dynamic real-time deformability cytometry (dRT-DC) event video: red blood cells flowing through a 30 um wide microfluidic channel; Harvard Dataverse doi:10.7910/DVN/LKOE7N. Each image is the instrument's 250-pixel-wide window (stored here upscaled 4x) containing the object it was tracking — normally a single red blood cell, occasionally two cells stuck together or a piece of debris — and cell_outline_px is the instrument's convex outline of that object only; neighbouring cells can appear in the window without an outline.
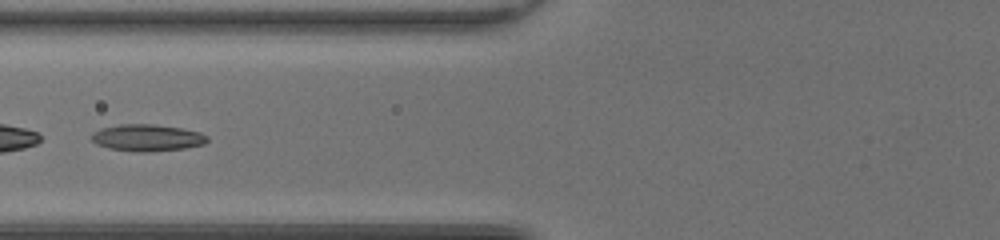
{"species": "common noctule bat (a hibernating species)", "species_latin": "Nyctalus noctula", "temperature_condition": "room temperature", "stored_images_in_passage": 32, "camera_frame_rate_fps": 3000, "um_per_image_px": 0.085, "animal": {"sex": "female", "body_mass_g": 20.0, "forearm_length_mm": 54.0}, "frame": {"image": 1, "passage_image": 5, "time_ms": 1.333, "image_size_px": [1000, 240], "cell_outline_px": [[208, 140], [204, 144], [184, 148], [148, 152], [136, 152], [108, 148], [96, 144], [88, 136], [92, 132], [100, 128], [120, 124], [152, 124], [180, 128], [200, 132], [208, 136]], "centroid_in_image_um": [12.46, 11.71], "position_along_channel_um": 113.3, "area_um2": 18.21}, "authors_computed_cell_mechanics": {"area_um2": 17.3978, "velocity_mm_per_s": 4.1609, "shape_relaxation_time_tau1_ms": 7.1279, "shape_relaxation_time_tau2_ms": 2.1534, "deformation_change_tau1": 0.2123, "deformation_change_tau2": 0.0754}}